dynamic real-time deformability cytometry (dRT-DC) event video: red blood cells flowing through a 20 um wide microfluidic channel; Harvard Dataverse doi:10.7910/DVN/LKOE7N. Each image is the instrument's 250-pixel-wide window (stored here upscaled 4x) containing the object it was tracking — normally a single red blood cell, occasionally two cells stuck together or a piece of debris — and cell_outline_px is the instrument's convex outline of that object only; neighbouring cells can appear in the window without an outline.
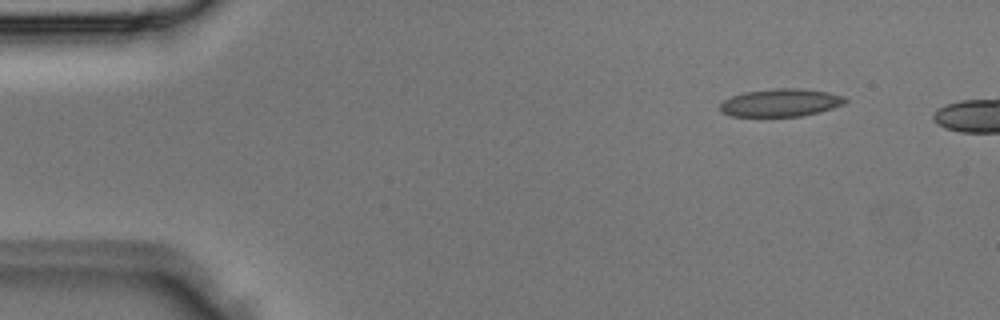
{"species": "Egyptian fruit bat (a non-hibernating species)", "species_latin": "Rousettus aegyptiacus", "temperature_condition": "room temperature", "stored_images_in_passage": 3, "camera_frame_rate_fps": 3000, "um_per_image_px": 0.085, "animal": {"sex": "male"}, "frame": {"image": 1, "passage_image": 3, "time_ms": 0.667, "image_size_px": [1000, 320], "cell_outline_px": [[848, 100], [844, 104], [820, 112], [800, 116], [732, 116], [720, 112], [720, 104], [724, 100], [732, 96], [744, 92], [776, 88], [800, 88], [828, 92], [844, 96]], "centroid_in_image_um": [66.36, 8.72], "position_along_channel_um": 18.6, "area_um2": 20.29}}